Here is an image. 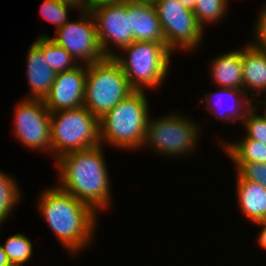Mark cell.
Returning a JSON list of instances; mask_svg holds the SVG:
<instances>
[{"mask_svg":"<svg viewBox=\"0 0 266 266\" xmlns=\"http://www.w3.org/2000/svg\"><path fill=\"white\" fill-rule=\"evenodd\" d=\"M121 50L127 52L126 55H114L113 58L119 63L135 91L156 89L162 85L168 75L172 54L166 43L133 41Z\"/></svg>","mask_w":266,"mask_h":266,"instance_id":"obj_4","label":"cell"},{"mask_svg":"<svg viewBox=\"0 0 266 266\" xmlns=\"http://www.w3.org/2000/svg\"><path fill=\"white\" fill-rule=\"evenodd\" d=\"M257 225H262V230L258 236V242L261 247L266 250V220L256 222Z\"/></svg>","mask_w":266,"mask_h":266,"instance_id":"obj_29","label":"cell"},{"mask_svg":"<svg viewBox=\"0 0 266 266\" xmlns=\"http://www.w3.org/2000/svg\"><path fill=\"white\" fill-rule=\"evenodd\" d=\"M100 144L99 120L86 107L51 112V145L55 159Z\"/></svg>","mask_w":266,"mask_h":266,"instance_id":"obj_6","label":"cell"},{"mask_svg":"<svg viewBox=\"0 0 266 266\" xmlns=\"http://www.w3.org/2000/svg\"><path fill=\"white\" fill-rule=\"evenodd\" d=\"M144 91H134L99 119L100 143L122 149L142 147L149 108ZM104 140V141H103Z\"/></svg>","mask_w":266,"mask_h":266,"instance_id":"obj_3","label":"cell"},{"mask_svg":"<svg viewBox=\"0 0 266 266\" xmlns=\"http://www.w3.org/2000/svg\"><path fill=\"white\" fill-rule=\"evenodd\" d=\"M153 4L161 22L166 45L172 52L176 48L192 50L201 43L203 27L191 9L178 0H155Z\"/></svg>","mask_w":266,"mask_h":266,"instance_id":"obj_8","label":"cell"},{"mask_svg":"<svg viewBox=\"0 0 266 266\" xmlns=\"http://www.w3.org/2000/svg\"><path fill=\"white\" fill-rule=\"evenodd\" d=\"M261 105V101L256 102L246 113L243 123L246 129L245 138L257 140L266 145V117L258 115L255 111L256 105Z\"/></svg>","mask_w":266,"mask_h":266,"instance_id":"obj_24","label":"cell"},{"mask_svg":"<svg viewBox=\"0 0 266 266\" xmlns=\"http://www.w3.org/2000/svg\"><path fill=\"white\" fill-rule=\"evenodd\" d=\"M259 19L257 20V24H255V36L256 41L255 43H251L252 45L266 50V5L261 10Z\"/></svg>","mask_w":266,"mask_h":266,"instance_id":"obj_27","label":"cell"},{"mask_svg":"<svg viewBox=\"0 0 266 266\" xmlns=\"http://www.w3.org/2000/svg\"><path fill=\"white\" fill-rule=\"evenodd\" d=\"M152 120V121H151ZM198 127L191 119L174 113L164 117L148 119L145 140L142 145L168 156L184 155L196 147Z\"/></svg>","mask_w":266,"mask_h":266,"instance_id":"obj_7","label":"cell"},{"mask_svg":"<svg viewBox=\"0 0 266 266\" xmlns=\"http://www.w3.org/2000/svg\"><path fill=\"white\" fill-rule=\"evenodd\" d=\"M125 0H84L85 9L91 10L94 7L105 5V4H117L122 3Z\"/></svg>","mask_w":266,"mask_h":266,"instance_id":"obj_28","label":"cell"},{"mask_svg":"<svg viewBox=\"0 0 266 266\" xmlns=\"http://www.w3.org/2000/svg\"><path fill=\"white\" fill-rule=\"evenodd\" d=\"M223 146L225 153L234 163L266 164V145L257 140L244 138L237 143H223Z\"/></svg>","mask_w":266,"mask_h":266,"instance_id":"obj_19","label":"cell"},{"mask_svg":"<svg viewBox=\"0 0 266 266\" xmlns=\"http://www.w3.org/2000/svg\"><path fill=\"white\" fill-rule=\"evenodd\" d=\"M56 74L45 60L42 50L33 43L27 54V80L31 87L28 99L44 100L51 90Z\"/></svg>","mask_w":266,"mask_h":266,"instance_id":"obj_14","label":"cell"},{"mask_svg":"<svg viewBox=\"0 0 266 266\" xmlns=\"http://www.w3.org/2000/svg\"><path fill=\"white\" fill-rule=\"evenodd\" d=\"M101 146L72 151L55 160L60 173L58 187L96 212L111 203L109 172Z\"/></svg>","mask_w":266,"mask_h":266,"instance_id":"obj_1","label":"cell"},{"mask_svg":"<svg viewBox=\"0 0 266 266\" xmlns=\"http://www.w3.org/2000/svg\"><path fill=\"white\" fill-rule=\"evenodd\" d=\"M237 174L244 180L259 183L266 189V164L259 162L234 163Z\"/></svg>","mask_w":266,"mask_h":266,"instance_id":"obj_26","label":"cell"},{"mask_svg":"<svg viewBox=\"0 0 266 266\" xmlns=\"http://www.w3.org/2000/svg\"><path fill=\"white\" fill-rule=\"evenodd\" d=\"M72 7L76 9L73 5L58 0H44L40 12L42 17L54 23L58 29L68 22L67 11H69L68 8L71 9Z\"/></svg>","mask_w":266,"mask_h":266,"instance_id":"obj_25","label":"cell"},{"mask_svg":"<svg viewBox=\"0 0 266 266\" xmlns=\"http://www.w3.org/2000/svg\"><path fill=\"white\" fill-rule=\"evenodd\" d=\"M0 266H11L2 245H0Z\"/></svg>","mask_w":266,"mask_h":266,"instance_id":"obj_31","label":"cell"},{"mask_svg":"<svg viewBox=\"0 0 266 266\" xmlns=\"http://www.w3.org/2000/svg\"><path fill=\"white\" fill-rule=\"evenodd\" d=\"M247 45L242 48L243 91H245L243 96L248 97L246 89L249 92L258 90L256 92L261 96L260 94L266 90V50L250 43Z\"/></svg>","mask_w":266,"mask_h":266,"instance_id":"obj_15","label":"cell"},{"mask_svg":"<svg viewBox=\"0 0 266 266\" xmlns=\"http://www.w3.org/2000/svg\"><path fill=\"white\" fill-rule=\"evenodd\" d=\"M73 5L76 9L85 10L84 0H58Z\"/></svg>","mask_w":266,"mask_h":266,"instance_id":"obj_30","label":"cell"},{"mask_svg":"<svg viewBox=\"0 0 266 266\" xmlns=\"http://www.w3.org/2000/svg\"><path fill=\"white\" fill-rule=\"evenodd\" d=\"M228 0H196L194 9L197 21L203 27V24L217 23L227 11ZM217 21V22H216Z\"/></svg>","mask_w":266,"mask_h":266,"instance_id":"obj_23","label":"cell"},{"mask_svg":"<svg viewBox=\"0 0 266 266\" xmlns=\"http://www.w3.org/2000/svg\"><path fill=\"white\" fill-rule=\"evenodd\" d=\"M38 207L48 227L72 254L91 243L97 219L91 206L57 186L43 191Z\"/></svg>","mask_w":266,"mask_h":266,"instance_id":"obj_2","label":"cell"},{"mask_svg":"<svg viewBox=\"0 0 266 266\" xmlns=\"http://www.w3.org/2000/svg\"><path fill=\"white\" fill-rule=\"evenodd\" d=\"M127 12L134 41L166 43L153 2L127 0Z\"/></svg>","mask_w":266,"mask_h":266,"instance_id":"obj_13","label":"cell"},{"mask_svg":"<svg viewBox=\"0 0 266 266\" xmlns=\"http://www.w3.org/2000/svg\"><path fill=\"white\" fill-rule=\"evenodd\" d=\"M41 50L48 65L55 71L64 72L77 67L75 59L61 46L57 45L48 35H41L34 42Z\"/></svg>","mask_w":266,"mask_h":266,"instance_id":"obj_20","label":"cell"},{"mask_svg":"<svg viewBox=\"0 0 266 266\" xmlns=\"http://www.w3.org/2000/svg\"><path fill=\"white\" fill-rule=\"evenodd\" d=\"M20 198L21 194L16 181L8 174L0 172V224L6 220Z\"/></svg>","mask_w":266,"mask_h":266,"instance_id":"obj_22","label":"cell"},{"mask_svg":"<svg viewBox=\"0 0 266 266\" xmlns=\"http://www.w3.org/2000/svg\"><path fill=\"white\" fill-rule=\"evenodd\" d=\"M183 6H185L188 9L193 10L196 0H178Z\"/></svg>","mask_w":266,"mask_h":266,"instance_id":"obj_32","label":"cell"},{"mask_svg":"<svg viewBox=\"0 0 266 266\" xmlns=\"http://www.w3.org/2000/svg\"><path fill=\"white\" fill-rule=\"evenodd\" d=\"M265 92H266V90H265ZM262 103H263V104H266L265 100H263V101H262ZM264 110H266V109H264ZM263 116H265V117H266V111H265V113H264V115H263Z\"/></svg>","mask_w":266,"mask_h":266,"instance_id":"obj_33","label":"cell"},{"mask_svg":"<svg viewBox=\"0 0 266 266\" xmlns=\"http://www.w3.org/2000/svg\"><path fill=\"white\" fill-rule=\"evenodd\" d=\"M15 137L30 149L51 151V112L41 99H24L15 110Z\"/></svg>","mask_w":266,"mask_h":266,"instance_id":"obj_10","label":"cell"},{"mask_svg":"<svg viewBox=\"0 0 266 266\" xmlns=\"http://www.w3.org/2000/svg\"><path fill=\"white\" fill-rule=\"evenodd\" d=\"M89 11L94 17L99 45L106 57H113L117 54L108 49L109 41L121 49L134 41L133 33L130 31L127 0L117 4L100 5Z\"/></svg>","mask_w":266,"mask_h":266,"instance_id":"obj_11","label":"cell"},{"mask_svg":"<svg viewBox=\"0 0 266 266\" xmlns=\"http://www.w3.org/2000/svg\"><path fill=\"white\" fill-rule=\"evenodd\" d=\"M11 266H22L32 256V242L23 234L8 237L2 246Z\"/></svg>","mask_w":266,"mask_h":266,"instance_id":"obj_21","label":"cell"},{"mask_svg":"<svg viewBox=\"0 0 266 266\" xmlns=\"http://www.w3.org/2000/svg\"><path fill=\"white\" fill-rule=\"evenodd\" d=\"M85 66V69L83 68ZM58 72L49 94L43 100L50 112L75 109L83 106L87 65Z\"/></svg>","mask_w":266,"mask_h":266,"instance_id":"obj_12","label":"cell"},{"mask_svg":"<svg viewBox=\"0 0 266 266\" xmlns=\"http://www.w3.org/2000/svg\"><path fill=\"white\" fill-rule=\"evenodd\" d=\"M81 13L83 16L80 21L70 22L68 20L62 27L56 29L57 35L50 39L64 48L75 59V62L77 59L90 65L103 60L106 56L99 45L93 15L86 9Z\"/></svg>","mask_w":266,"mask_h":266,"instance_id":"obj_9","label":"cell"},{"mask_svg":"<svg viewBox=\"0 0 266 266\" xmlns=\"http://www.w3.org/2000/svg\"><path fill=\"white\" fill-rule=\"evenodd\" d=\"M237 197L241 212L249 221L266 220V189L259 183L244 180L237 174Z\"/></svg>","mask_w":266,"mask_h":266,"instance_id":"obj_17","label":"cell"},{"mask_svg":"<svg viewBox=\"0 0 266 266\" xmlns=\"http://www.w3.org/2000/svg\"><path fill=\"white\" fill-rule=\"evenodd\" d=\"M211 66L212 78L220 88L243 90L242 48L220 55Z\"/></svg>","mask_w":266,"mask_h":266,"instance_id":"obj_16","label":"cell"},{"mask_svg":"<svg viewBox=\"0 0 266 266\" xmlns=\"http://www.w3.org/2000/svg\"><path fill=\"white\" fill-rule=\"evenodd\" d=\"M244 93L245 92L243 90H239V89L220 88V90L217 91L216 94H214V97H216V99L217 98L219 99L217 101V103L215 102L216 106L215 105L213 106V104L211 105V99L209 98L210 95H213V93L206 94V96H205L206 98H204L205 99L204 103L207 104V108L206 109H208L209 112H211L213 115H216L215 117L217 119H219V118L221 120L225 119L226 122H229L231 120V121H233V123H236L237 120H240V121L243 122V119L245 118V115H246V111H248L253 106V100L247 99L248 97H246L245 99L244 98L242 99L241 96ZM224 95H228V96L232 97V99H234L235 101L232 102L233 106H230L231 107L230 109H228L226 112L223 111V114H220L221 113L220 110L223 109V108L219 109L217 107H219L221 105V104L219 105V103L221 102L220 99H222L224 97ZM222 103H223V100H222ZM209 107H211V108H209ZM213 107H215V108H213ZM242 110H244L245 113L244 112L241 113L240 111H242Z\"/></svg>","mask_w":266,"mask_h":266,"instance_id":"obj_18","label":"cell"},{"mask_svg":"<svg viewBox=\"0 0 266 266\" xmlns=\"http://www.w3.org/2000/svg\"><path fill=\"white\" fill-rule=\"evenodd\" d=\"M134 91L113 57L87 65L83 106L98 120Z\"/></svg>","mask_w":266,"mask_h":266,"instance_id":"obj_5","label":"cell"}]
</instances>
